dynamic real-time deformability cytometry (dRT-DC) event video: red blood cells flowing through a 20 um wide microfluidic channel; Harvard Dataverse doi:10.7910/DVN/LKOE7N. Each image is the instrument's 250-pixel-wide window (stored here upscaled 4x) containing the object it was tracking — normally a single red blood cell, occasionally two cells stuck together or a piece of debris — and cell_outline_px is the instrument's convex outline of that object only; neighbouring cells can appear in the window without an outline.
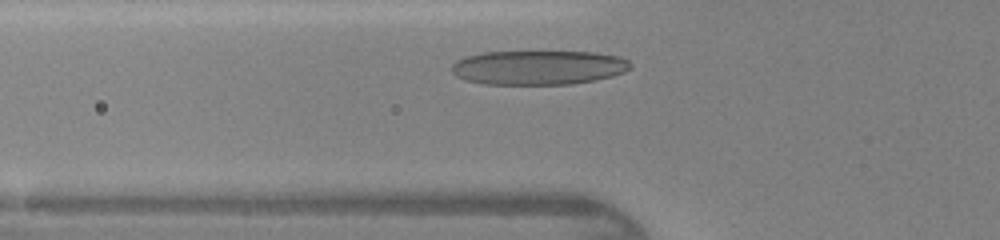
{"species": "human", "species_latin": "Homo sapiens", "temperature_condition": "warm", "stored_images_in_passage": 25, "camera_frame_rate_fps": 3000, "um_per_image_px": 0.085, "donor": {"sex": "female"}, "frame": {"image": 1, "passage_image": 4, "time_ms": 1.0, "image_size_px": [1000, 240], "cell_outline_px": [[632, 68], [624, 72], [612, 76], [572, 84], [484, 84], [464, 80], [456, 76], [452, 72], [452, 64], [456, 60], [464, 56], [484, 52], [592, 52], [620, 56], [628, 60], [632, 64]], "centroid_in_image_um": [45.75, 5.74], "position_along_channel_um": 80.0, "area_um2": 35.89}}
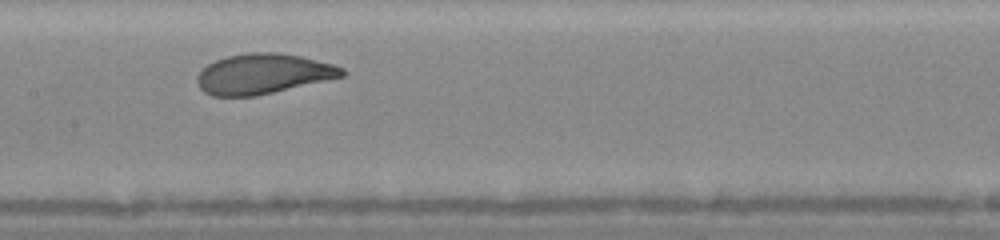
{"frame": {"image": 2, "passage_image": 11, "time_ms": 3.333, "image_size_px": [1000, 240], "cell_outline_px": [[348, 72], [344, 76], [256, 96], [212, 96], [204, 92], [200, 88], [196, 80], [196, 76], [208, 64], [216, 60], [228, 56], [248, 52], [276, 52], [300, 56], [332, 64], [344, 68]], "centroid_in_image_um": [22.36, 6.28], "position_along_channel_um": 185.0, "area_um2": 33.81}}
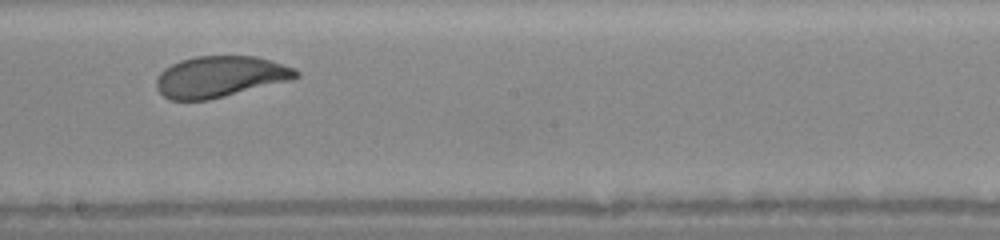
{"frame": {"image": 3, "passage_image": 14, "time_ms": 4.333, "image_size_px": [1000, 240], "cell_outline_px": [[300, 76], [292, 80], [208, 100], [168, 100], [156, 88], [156, 76], [164, 68], [180, 60], [196, 56], [256, 56], [296, 68], [300, 72]], "centroid_in_image_um": [18.71, 6.52], "position_along_channel_um": 229.5, "area_um2": 33.7}}